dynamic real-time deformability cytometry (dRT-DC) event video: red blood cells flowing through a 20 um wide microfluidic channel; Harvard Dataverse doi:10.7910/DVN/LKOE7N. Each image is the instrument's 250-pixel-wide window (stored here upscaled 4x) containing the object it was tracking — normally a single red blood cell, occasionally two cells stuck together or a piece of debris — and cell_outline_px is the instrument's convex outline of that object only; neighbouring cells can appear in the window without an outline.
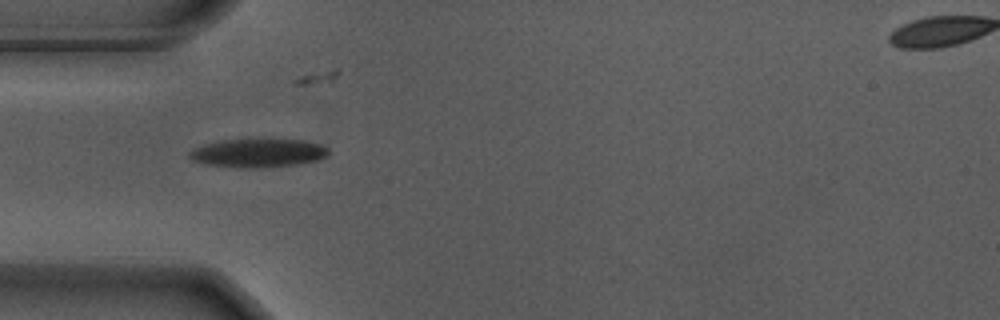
{"species": "Egyptian fruit bat (a non-hibernating species)", "species_latin": "Rousettus aegyptiacus", "temperature_condition": "warm", "stored_images_in_passage": 33, "camera_frame_rate_fps": 3000, "um_per_image_px": 0.085, "animal": {"sex": "male"}, "frame": {"image": 1, "passage_image": 3, "time_ms": 0.667, "image_size_px": [1000, 320], "cell_outline_px": [[328, 152], [324, 156], [316, 160], [300, 164], [264, 168], [244, 168], [204, 164], [192, 160], [188, 156], [188, 152], [204, 144], [224, 140], [304, 140], [320, 144], [328, 148]], "centroid_in_image_um": [21.92, 13.02], "position_along_channel_um": 63.1, "area_um2": 22.95}}
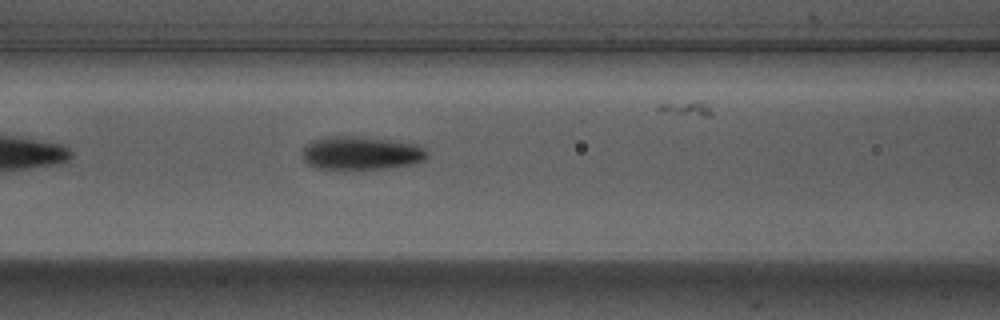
{"frame": {"image": 2, "passage_image": 9, "time_ms": 2.667, "image_size_px": [1000, 320], "cell_outline_px": [[428, 156], [424, 160], [412, 164], [388, 168], [356, 172], [344, 172], [316, 168], [308, 164], [304, 160], [304, 148], [312, 140], [328, 136], [360, 136], [416, 144], [424, 148]], "centroid_in_image_um": [30.67, 13.06], "position_along_channel_um": 135.9, "area_um2": 25.09}}
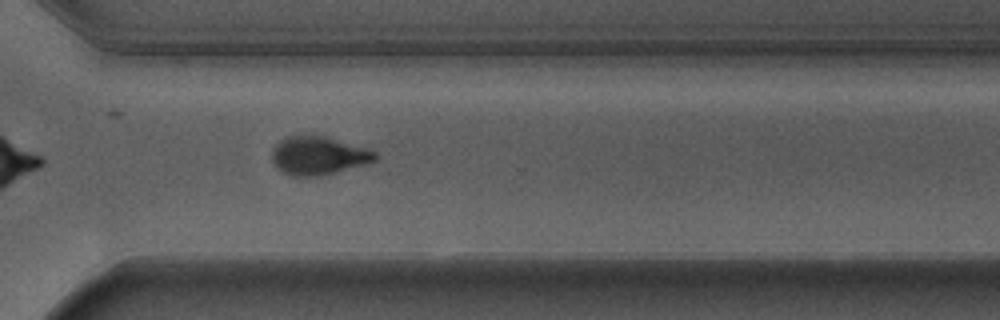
{"frame": {"image": 3, "passage_image": 26, "time_ms": 8.333, "image_size_px": [1000, 320], "cell_outline_px": [[380, 156], [376, 160], [368, 164], [320, 176], [292, 176], [276, 168], [272, 160], [272, 152], [276, 144], [280, 140], [288, 136], [324, 136], [368, 148], [376, 152]], "centroid_in_image_um": [27.1, 13.24], "position_along_channel_um": 343.5, "area_um2": 23.12}, "authors_computed_cell_mechanics": {"area_um2": 23.698, "velocity_mm_per_s": 3.6703, "shape_relaxation_time_tau1_ms": 2.2221, "shape_relaxation_time_tau2_ms": 2.1832, "deformation_change_tau1": 0.1985, "deformation_change_tau2": 0.0769}}